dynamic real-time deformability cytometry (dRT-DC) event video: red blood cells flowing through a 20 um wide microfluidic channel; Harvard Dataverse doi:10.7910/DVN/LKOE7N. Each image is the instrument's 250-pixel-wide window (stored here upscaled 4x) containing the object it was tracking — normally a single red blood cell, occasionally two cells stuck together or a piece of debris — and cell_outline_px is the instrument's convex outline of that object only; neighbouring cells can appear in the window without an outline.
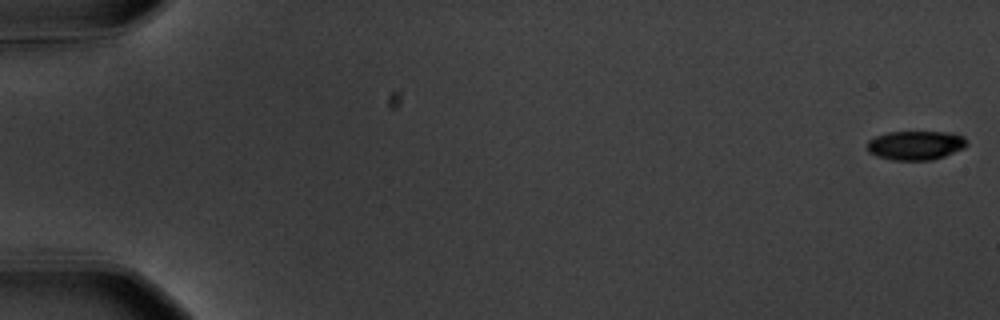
{"species": "common noctule bat (a hibernating species)", "species_latin": "Nyctalus noctula", "temperature_condition": "warm", "stored_images_in_passage": 58, "camera_frame_rate_fps": 3000, "um_per_image_px": 0.085, "animal": {"sex": "male", "body_mass_g": 20.1, "forearm_length_mm": 53.5}, "frame": {"image": 1, "passage_image": 1, "time_ms": 0.0, "image_size_px": [1000, 320], "cell_outline_px": [[968, 144], [964, 148], [944, 156], [932, 160], [892, 160], [876, 156], [868, 152], [864, 148], [868, 140], [876, 136], [888, 132], [952, 132], [964, 136], [968, 140]], "centroid_in_image_um": [77.81, 12.35], "position_along_channel_um": 7.2, "area_um2": 17.22}}
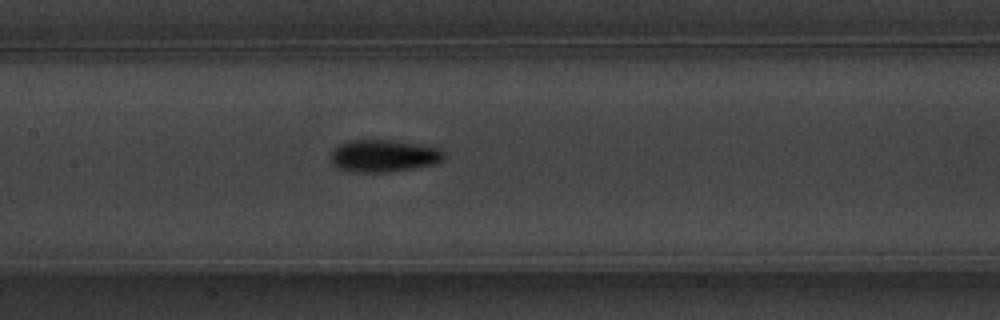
{"frame": {"image": 2, "passage_image": 29, "time_ms": 9.333, "image_size_px": [1000, 320], "cell_outline_px": [[444, 160], [436, 164], [388, 172], [356, 172], [336, 168], [332, 164], [332, 152], [340, 144], [348, 140], [392, 140], [440, 148], [444, 152]], "centroid_in_image_um": [32.63, 13.25], "position_along_channel_um": 174.8, "area_um2": 21.21}}
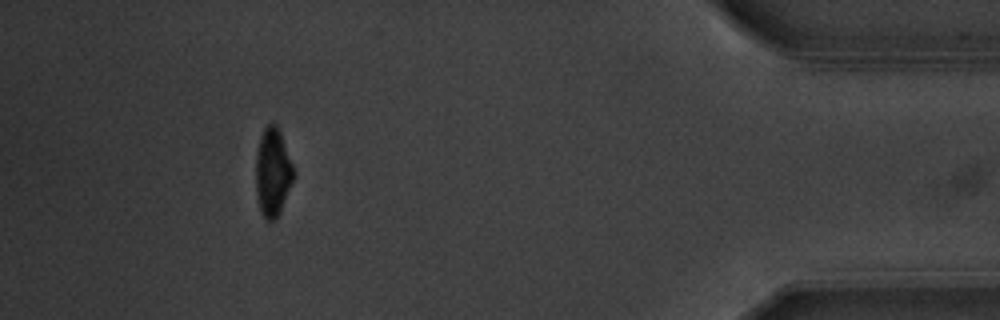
{"frame": {"image": 3, "passage_image": 53, "time_ms": 17.333, "image_size_px": [1000, 320], "cell_outline_px": [[296, 172], [280, 212], [276, 220], [264, 220], [260, 212], [256, 196], [256, 152], [260, 136], [264, 128], [268, 124], [276, 124], [280, 132]], "centroid_in_image_um": [23.17, 14.67], "position_along_channel_um": 412.0, "area_um2": 19.59}, "authors_computed_cell_mechanics": {"area_um2": 19.1318, "velocity_mm_per_s": 3.6124, "shape_relaxation_time_tau1_ms": 2.8639, "shape_relaxation_time_tau2_ms": null, "deformation_change_tau1": 0.1682, "deformation_change_tau2": null}}